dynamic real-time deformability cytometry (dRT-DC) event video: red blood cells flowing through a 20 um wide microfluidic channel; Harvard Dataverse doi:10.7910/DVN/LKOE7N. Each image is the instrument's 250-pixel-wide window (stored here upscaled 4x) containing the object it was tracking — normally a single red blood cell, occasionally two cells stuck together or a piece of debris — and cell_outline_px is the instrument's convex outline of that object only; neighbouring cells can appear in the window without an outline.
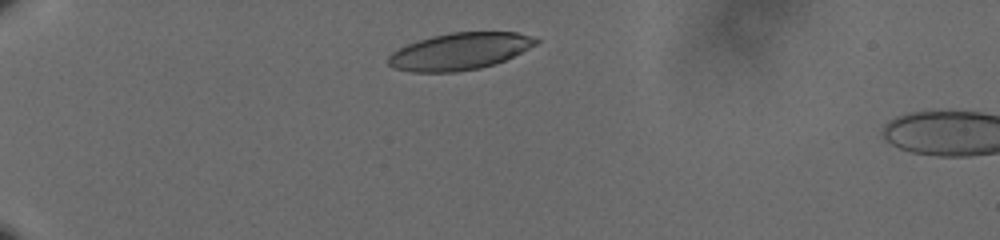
{"species": "human", "species_latin": "Homo sapiens", "temperature_condition": "cold", "stored_images_in_passage": 37, "camera_frame_rate_fps": 3000, "um_per_image_px": 0.085, "donor": {"sex": "male"}, "frame": {"image": 1, "passage_image": 1, "time_ms": 0.0, "image_size_px": [1000, 240], "cell_outline_px": [[540, 40], [536, 44], [504, 60], [480, 68], [456, 72], [412, 72], [392, 68], [388, 64], [388, 56], [392, 52], [408, 44], [432, 36], [452, 32], [516, 32]], "centroid_in_image_um": [39.02, 4.37], "position_along_channel_um": 46.0, "area_um2": 31.39}}
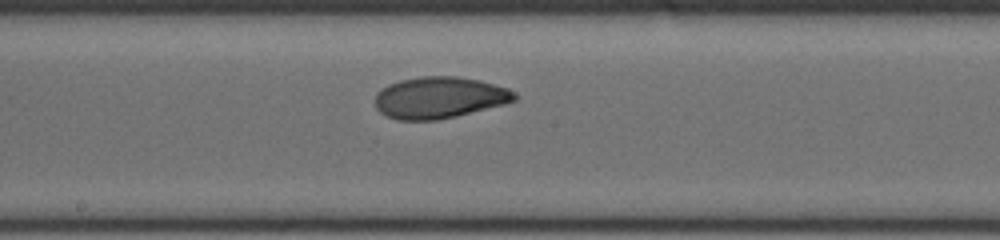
{"frame": {"image": 2, "passage_image": 19, "time_ms": 6.0, "image_size_px": [1000, 240], "cell_outline_px": [[520, 96], [516, 100], [504, 104], [456, 116], [436, 120], [396, 120], [380, 112], [376, 108], [376, 92], [388, 84], [400, 80], [420, 76], [456, 76], [480, 80], [508, 88]], "centroid_in_image_um": [37.35, 8.29], "position_along_channel_um": 210.8, "area_um2": 33.87}}
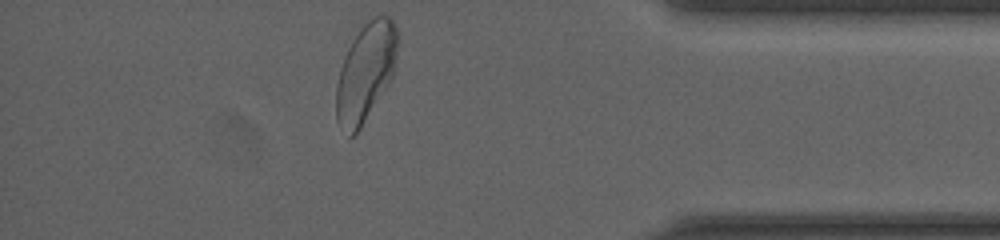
{"frame": {"image": 3, "passage_image": 37, "time_ms": 12.0, "image_size_px": [1000, 240], "cell_outline_px": [[400, 36], [392, 76], [388, 84], [360, 128], [352, 136], [348, 136], [336, 120], [336, 84], [340, 68], [344, 56], [352, 40], [360, 28], [376, 12], [388, 16], [392, 20]], "centroid_in_image_um": [31.08, 6.08], "position_along_channel_um": 404.1, "area_um2": 35.26}, "authors_computed_cell_mechanics": {"area_um2": 33.524, "velocity_mm_per_s": 3.6023, "shape_relaxation_time_tau1_ms": 5.3157, "shape_relaxation_time_tau2_ms": 1.3724, "deformation_change_tau1": 0.1688, "deformation_change_tau2": 0.0567}}